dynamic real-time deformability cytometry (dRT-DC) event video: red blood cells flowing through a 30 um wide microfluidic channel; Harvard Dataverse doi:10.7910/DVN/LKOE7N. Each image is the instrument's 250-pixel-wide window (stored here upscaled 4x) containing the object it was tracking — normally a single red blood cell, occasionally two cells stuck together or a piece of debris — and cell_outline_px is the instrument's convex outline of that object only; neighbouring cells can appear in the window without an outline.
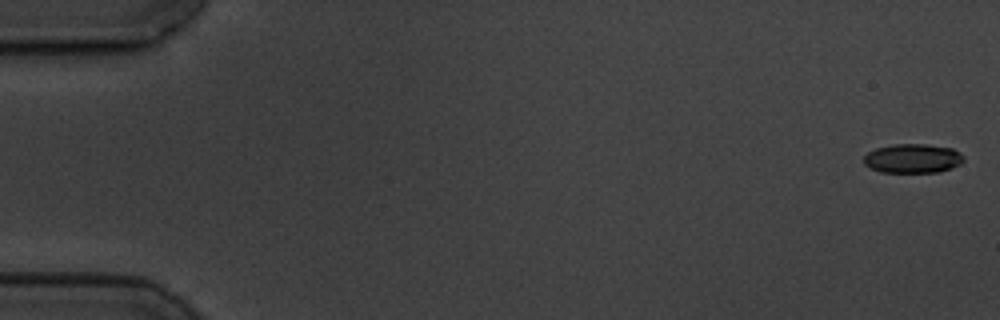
{"species": "common noctule bat (a hibernating species)", "species_latin": "Nyctalus noctula", "temperature_condition": "cold", "stored_images_in_passage": 6, "camera_frame_rate_fps": 3000, "um_per_image_px": 0.085, "animal": {"sex": "male", "body_mass_g": 19.5, "forearm_length_mm": 54.6}, "frame": {"image": 1, "passage_image": 1, "time_ms": 0.0, "image_size_px": [1000, 320], "cell_outline_px": [[964, 160], [960, 164], [952, 168], [940, 172], [880, 172], [864, 164], [864, 156], [868, 152], [876, 148], [896, 144], [924, 144], [952, 148], [960, 152], [964, 156]], "centroid_in_image_um": [77.61, 13.47], "position_along_channel_um": 7.4, "area_um2": 16.99}}
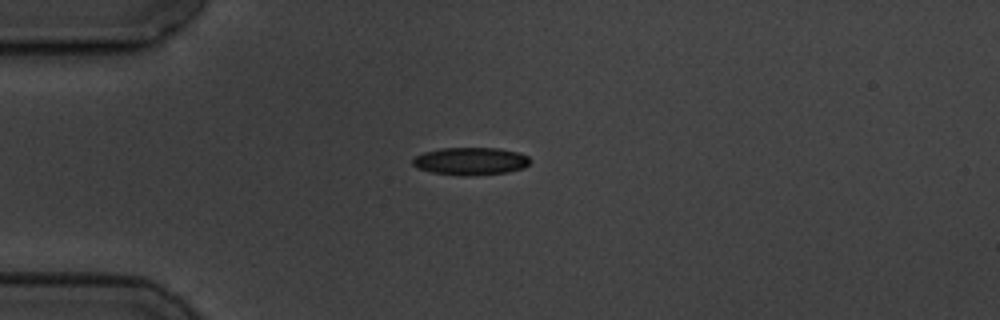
{"frame": {"image": 2, "passage_image": 5, "time_ms": 4.667, "image_size_px": [1000, 320], "cell_outline_px": [[532, 160], [524, 168], [508, 172], [432, 172], [420, 168], [412, 164], [412, 160], [416, 156], [424, 152], [440, 148], [500, 148], [520, 152], [528, 156]], "centroid_in_image_um": [40.07, 13.62], "position_along_channel_um": 44.9, "area_um2": 17.8}}